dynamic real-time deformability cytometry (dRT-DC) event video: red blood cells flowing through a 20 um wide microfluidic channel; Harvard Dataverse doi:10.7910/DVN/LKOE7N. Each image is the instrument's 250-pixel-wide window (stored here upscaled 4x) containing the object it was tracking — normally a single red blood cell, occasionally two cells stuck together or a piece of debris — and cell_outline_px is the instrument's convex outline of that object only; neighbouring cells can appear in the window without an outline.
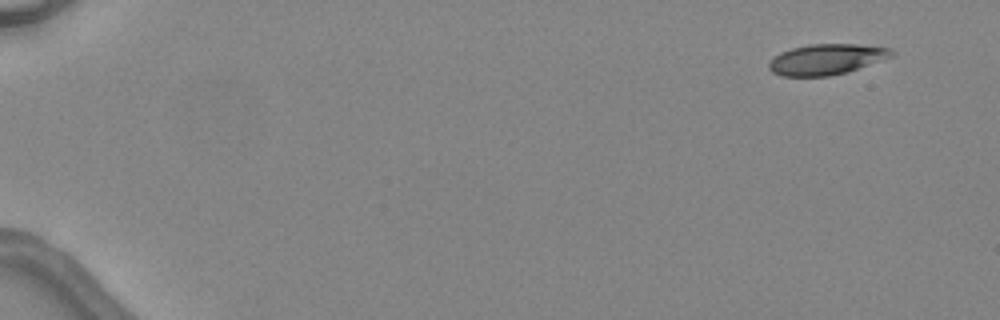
{"species": "common noctule bat (a hibernating species)", "species_latin": "Nyctalus noctula", "temperature_condition": "warm", "stored_images_in_passage": 4, "camera_frame_rate_fps": 3000, "um_per_image_px": 0.085, "animal": {"sex": "female", "body_mass_g": 24.6, "forearm_length_mm": 56.2}, "frame": {"image": 1, "passage_image": 1, "time_ms": 0.0, "image_size_px": [1000, 320], "cell_outline_px": [[896, 56], [848, 72], [828, 76], [780, 76], [772, 72], [768, 68], [768, 64], [780, 52], [792, 48], [808, 44], [860, 44], [892, 48], [896, 52]], "centroid_in_image_um": [70.32, 5.04], "position_along_channel_um": 14.7, "area_um2": 22.25}}
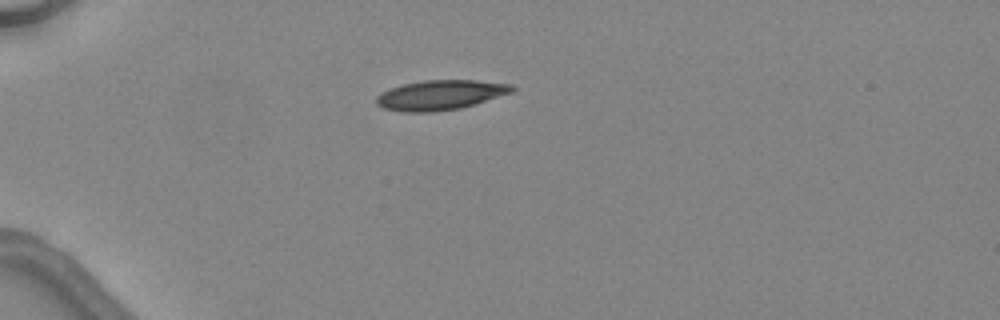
{"frame": {"image": 2, "passage_image": 4, "time_ms": 3.667, "image_size_px": [1000, 320], "cell_outline_px": [[516, 88], [512, 92], [476, 104], [460, 108], [432, 112], [404, 112], [384, 108], [376, 104], [376, 96], [392, 88], [404, 84], [424, 80], [476, 80], [512, 84]], "centroid_in_image_um": [37.46, 8.07], "position_along_channel_um": 47.5, "area_um2": 23.47}}